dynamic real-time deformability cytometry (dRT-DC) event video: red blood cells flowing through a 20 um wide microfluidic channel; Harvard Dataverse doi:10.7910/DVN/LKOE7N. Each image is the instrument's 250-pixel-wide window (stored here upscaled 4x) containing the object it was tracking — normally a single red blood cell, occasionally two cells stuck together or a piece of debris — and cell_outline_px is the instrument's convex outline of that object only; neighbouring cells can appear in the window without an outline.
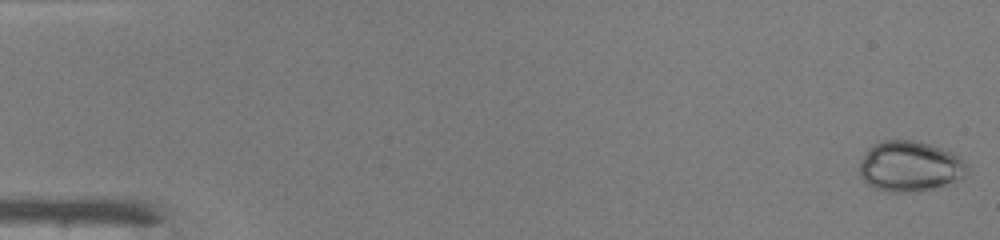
{"species": "common noctule bat (a hibernating species)", "species_latin": "Nyctalus noctula", "temperature_condition": "warm", "stored_images_in_passage": 48, "camera_frame_rate_fps": 3000, "um_per_image_px": 0.085, "animal": {"sex": "male", "body_mass_g": 19.0, "forearm_length_mm": 50.8}, "frame": {"image": 1, "passage_image": 1, "time_ms": 0.0, "image_size_px": [1000, 240], "cell_outline_px": [[968, 168], [964, 176], [956, 180], [932, 188], [916, 192], [892, 192], [876, 188], [868, 184], [860, 176], [860, 160], [868, 148], [872, 144], [880, 140], [916, 140], [952, 152], [960, 156], [964, 160]], "centroid_in_image_um": [77.31, 14.12], "position_along_channel_um": 7.7, "area_um2": 31.62}}
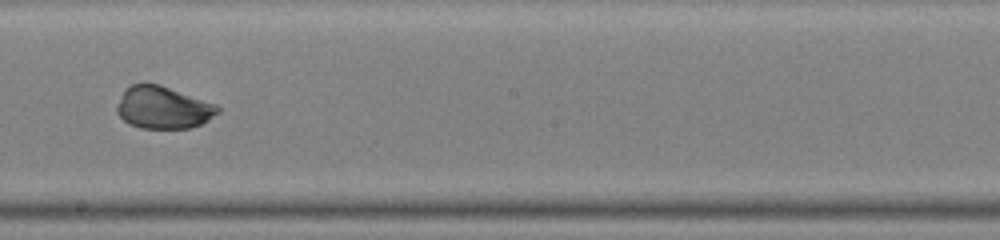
{"frame": {"image": 2, "passage_image": 28, "time_ms": 9.0, "image_size_px": [1000, 240], "cell_outline_px": [[220, 112], [208, 120], [200, 124], [188, 128], [140, 128], [128, 124], [116, 112], [116, 108], [124, 88], [132, 84], [160, 84], [216, 104], [220, 108]], "centroid_in_image_um": [13.85, 9.14], "position_along_channel_um": 234.3, "area_um2": 24.85}}
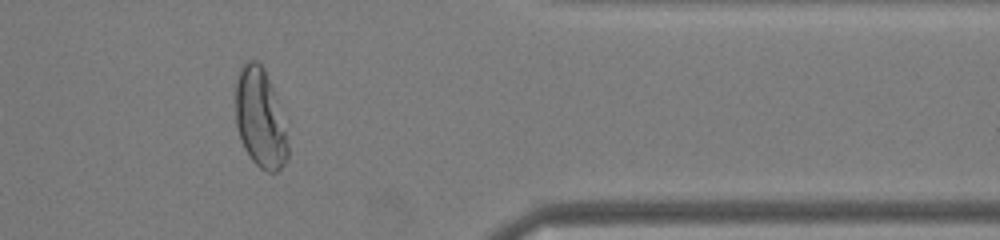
{"frame": {"image": 3, "passage_image": 40, "time_ms": 13.0, "image_size_px": [1000, 240], "cell_outline_px": [[288, 160], [276, 172], [268, 172], [260, 168], [252, 160], [244, 148], [240, 140], [236, 124], [236, 80], [240, 68], [248, 60], [256, 60], [264, 68], [276, 96], [288, 144]], "centroid_in_image_um": [22.1, 10.07], "position_along_channel_um": 389.3, "area_um2": 30.0}, "authors_computed_cell_mechanics": {"area_um2": 28.3509, "velocity_mm_per_s": 4.2611, "shape_relaxation_time_tau1_ms": 5.7196, "shape_relaxation_time_tau2_ms": null, "deformation_change_tau1": 0.2439, "deformation_change_tau2": null}}